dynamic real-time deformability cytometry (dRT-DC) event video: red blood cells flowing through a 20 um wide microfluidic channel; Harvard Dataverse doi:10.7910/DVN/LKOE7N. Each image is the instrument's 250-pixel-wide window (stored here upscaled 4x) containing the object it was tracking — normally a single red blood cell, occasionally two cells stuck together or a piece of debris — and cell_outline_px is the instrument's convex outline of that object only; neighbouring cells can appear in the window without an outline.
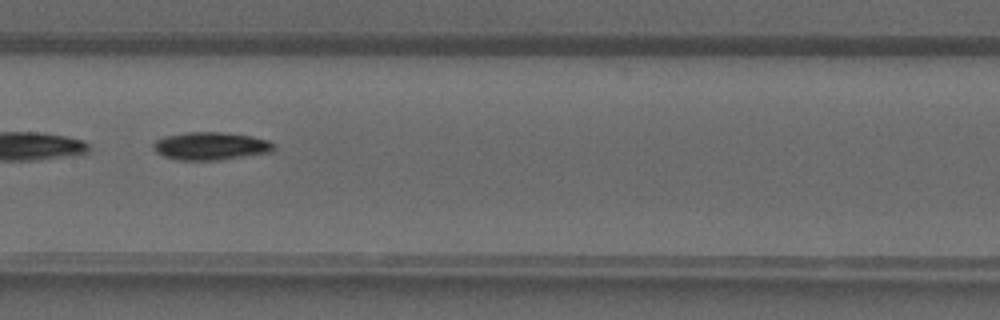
{"species": "common noctule bat (a hibernating species)", "species_latin": "Nyctalus noctula", "temperature_condition": "warm", "stored_images_in_passage": 28, "camera_frame_rate_fps": 3000, "um_per_image_px": 0.085, "animal": {"sex": "male", "forearm_length_mm": 52.5}, "frame": {"image": 1, "passage_image": 9, "time_ms": 2.667, "image_size_px": [1000, 320], "cell_outline_px": [[272, 152], [220, 160], [176, 160], [164, 156], [156, 152], [152, 148], [152, 144], [156, 140], [164, 136], [188, 132], [220, 132], [252, 136], [268, 140], [272, 144]], "centroid_in_image_um": [17.86, 12.42], "position_along_channel_um": 189.5, "area_um2": 19.54}}